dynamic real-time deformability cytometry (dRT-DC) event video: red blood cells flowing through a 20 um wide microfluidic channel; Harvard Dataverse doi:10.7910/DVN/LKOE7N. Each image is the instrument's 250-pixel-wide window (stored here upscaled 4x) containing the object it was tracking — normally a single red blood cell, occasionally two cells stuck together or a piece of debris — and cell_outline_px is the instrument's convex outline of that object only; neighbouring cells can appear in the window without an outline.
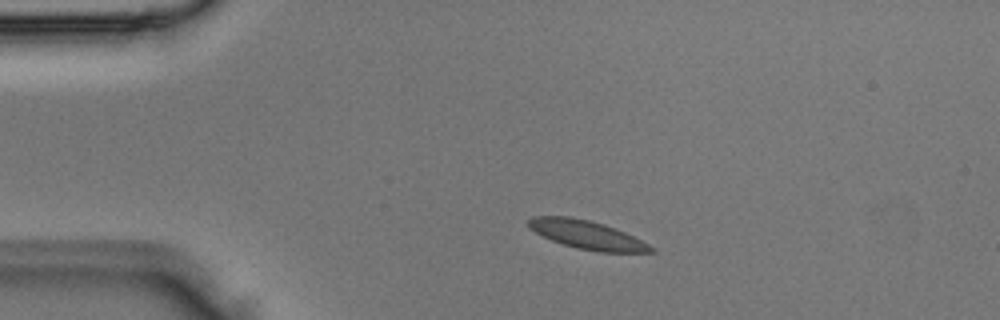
{"species": "Egyptian fruit bat (a non-hibernating species)", "species_latin": "Rousettus aegyptiacus", "temperature_condition": "room temperature", "stored_images_in_passage": 3, "camera_frame_rate_fps": 3000, "um_per_image_px": 0.085, "animal": {"sex": "male"}, "frame": {"image": 1, "passage_image": 1, "time_ms": 0.0, "image_size_px": [1000, 320], "cell_outline_px": [[656, 252], [600, 252], [576, 248], [552, 240], [528, 228], [528, 220], [532, 216], [568, 216], [588, 220], [604, 224], [616, 228], [656, 248]], "centroid_in_image_um": [49.9, 19.95], "position_along_channel_um": 35.1, "area_um2": 20.17}}